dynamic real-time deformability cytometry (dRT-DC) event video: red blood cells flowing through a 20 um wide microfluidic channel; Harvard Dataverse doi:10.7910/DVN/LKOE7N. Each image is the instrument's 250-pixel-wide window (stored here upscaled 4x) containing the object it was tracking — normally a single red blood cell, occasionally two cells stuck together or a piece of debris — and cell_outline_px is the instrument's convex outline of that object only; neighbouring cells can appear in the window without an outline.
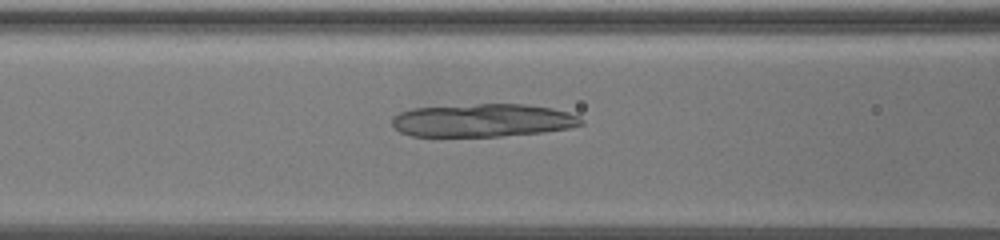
{"species": "common noctule bat (a hibernating species)", "species_latin": "Nyctalus noctula", "temperature_condition": "warm", "stored_images_in_passage": 53, "camera_frame_rate_fps": 3000, "um_per_image_px": 0.085, "animal": {"sex": "female", "body_mass_g": 19.5, "forearm_length_mm": 54.1}, "frame": {"image": 1, "passage_image": 26, "time_ms": 8.333, "image_size_px": [1000, 240], "cell_outline_px": [[584, 124], [568, 128], [544, 132], [500, 136], [412, 136], [400, 132], [392, 124], [392, 116], [400, 112], [412, 108], [476, 104], [528, 104], [552, 108], [568, 112], [580, 116], [584, 120]], "centroid_in_image_um": [41.06, 10.22], "position_along_channel_um": 125.5, "area_um2": 36.59}}
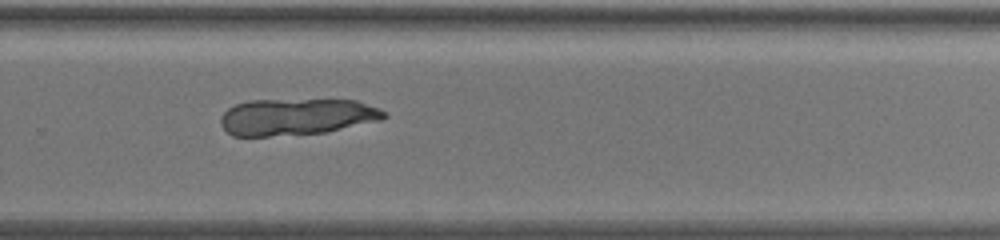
{"frame": {"image": 2, "passage_image": 37, "time_ms": 12.0, "image_size_px": [1000, 240], "cell_outline_px": [[388, 116], [380, 120], [328, 132], [268, 136], [232, 136], [220, 124], [220, 116], [228, 108], [236, 104], [248, 100], [356, 100], [380, 108]], "centroid_in_image_um": [25.2, 9.93], "position_along_channel_um": 304.6, "area_um2": 34.91}}
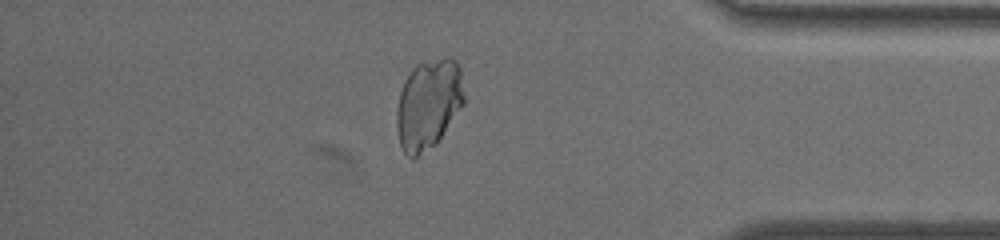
{"frame": {"image": 3, "passage_image": 48, "time_ms": 15.667, "image_size_px": [1000, 240], "cell_outline_px": [[464, 104], [436, 144], [412, 160], [400, 148], [396, 128], [396, 108], [400, 92], [404, 80], [412, 68], [416, 64], [448, 56], [456, 60], [460, 68], [464, 96]], "centroid_in_image_um": [36.4, 8.87], "position_along_channel_um": 398.8, "area_um2": 35.78}}